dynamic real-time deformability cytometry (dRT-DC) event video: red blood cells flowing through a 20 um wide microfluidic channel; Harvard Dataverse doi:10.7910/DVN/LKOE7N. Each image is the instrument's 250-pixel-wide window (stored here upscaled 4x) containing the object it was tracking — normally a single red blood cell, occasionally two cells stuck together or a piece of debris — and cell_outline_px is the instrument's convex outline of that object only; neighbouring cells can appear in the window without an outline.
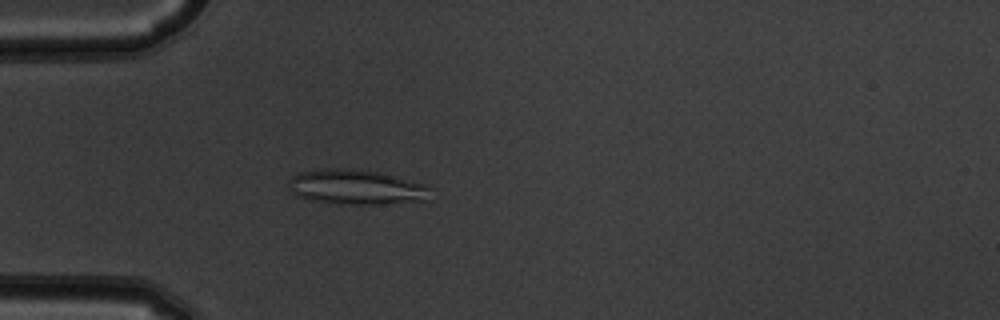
{"species": "common noctule bat (a hibernating species)", "species_latin": "Nyctalus noctula", "temperature_condition": "warm", "stored_images_in_passage": 5, "camera_frame_rate_fps": 3000, "um_per_image_px": 0.085, "animal": {"sex": "male", "body_mass_g": 19.5, "forearm_length_mm": 54.6}, "frame": {"image": 1, "passage_image": 5, "time_ms": 1.333, "image_size_px": [1000, 320], "cell_outline_px": [[432, 188], [428, 200], [384, 204], [340, 204], [316, 200], [296, 196], [292, 192], [288, 184], [288, 180], [292, 176], [300, 172], [320, 168], [360, 168], [380, 172], [428, 184]], "centroid_in_image_um": [30.33, 15.88], "position_along_channel_um": 54.7, "area_um2": 29.36}}